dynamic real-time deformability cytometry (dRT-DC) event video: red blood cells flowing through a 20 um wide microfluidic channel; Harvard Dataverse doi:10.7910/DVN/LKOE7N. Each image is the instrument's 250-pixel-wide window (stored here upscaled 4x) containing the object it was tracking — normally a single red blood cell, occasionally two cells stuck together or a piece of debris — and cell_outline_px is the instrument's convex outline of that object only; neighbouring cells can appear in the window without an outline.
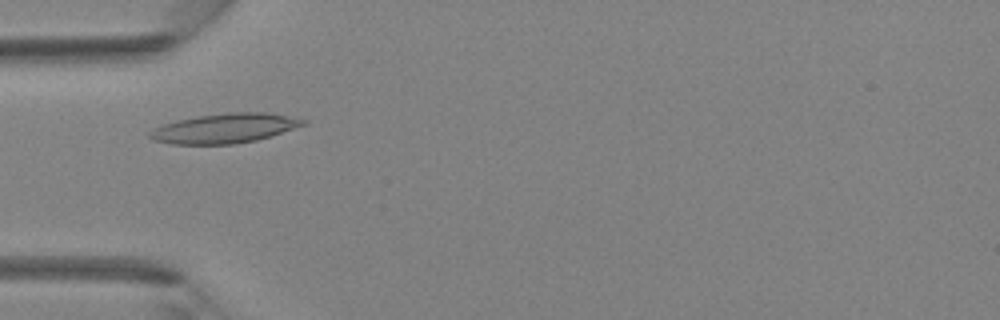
{"species": "Egyptian fruit bat (a non-hibernating species)", "species_latin": "Rousettus aegyptiacus", "temperature_condition": "room temperature", "stored_images_in_passage": 39, "camera_frame_rate_fps": 3000, "um_per_image_px": 0.085, "animal": {"sex": "female"}, "frame": {"image": 1, "passage_image": 10, "time_ms": 3.0, "image_size_px": [1000, 320], "cell_outline_px": [[308, 124], [256, 140], [232, 144], [172, 144], [156, 140], [148, 136], [148, 132], [152, 128], [164, 124], [180, 120], [200, 116], [228, 112], [268, 112], [308, 120]], "centroid_in_image_um": [19.12, 10.9], "position_along_channel_um": 65.9, "area_um2": 26.24}}
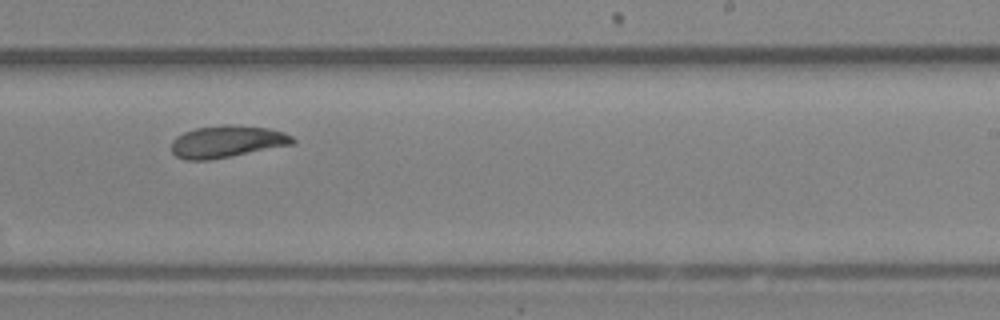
{"frame": {"image": 2, "passage_image": 23, "time_ms": 7.333, "image_size_px": [1000, 320], "cell_outline_px": [[296, 140], [292, 144], [208, 160], [184, 160], [176, 156], [172, 152], [172, 140], [176, 136], [184, 132], [196, 128], [224, 124], [236, 124], [268, 128], [284, 132], [292, 136]], "centroid_in_image_um": [19.26, 12.02], "position_along_channel_um": 269.7, "area_um2": 22.54}}
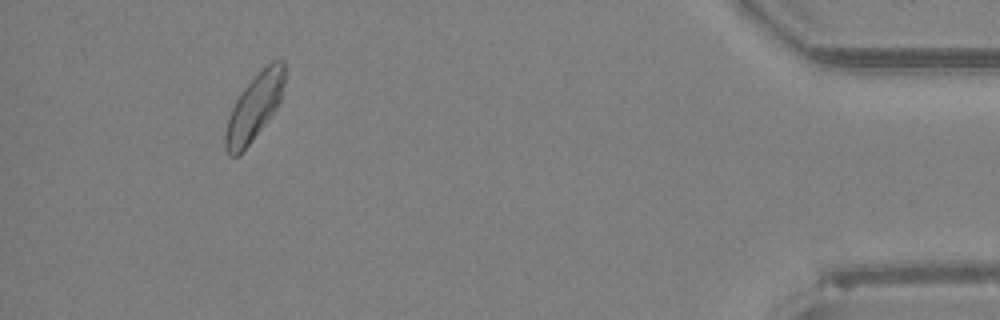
{"frame": {"image": 3, "passage_image": 36, "time_ms": 11.667, "image_size_px": [1000, 320], "cell_outline_px": [[284, 84], [280, 100], [276, 108], [252, 140], [236, 156], [228, 156], [224, 148], [224, 132], [232, 108], [236, 100], [244, 88], [272, 60], [284, 60]], "centroid_in_image_um": [21.6, 9.13], "position_along_channel_um": 413.6, "area_um2": 22.14}}